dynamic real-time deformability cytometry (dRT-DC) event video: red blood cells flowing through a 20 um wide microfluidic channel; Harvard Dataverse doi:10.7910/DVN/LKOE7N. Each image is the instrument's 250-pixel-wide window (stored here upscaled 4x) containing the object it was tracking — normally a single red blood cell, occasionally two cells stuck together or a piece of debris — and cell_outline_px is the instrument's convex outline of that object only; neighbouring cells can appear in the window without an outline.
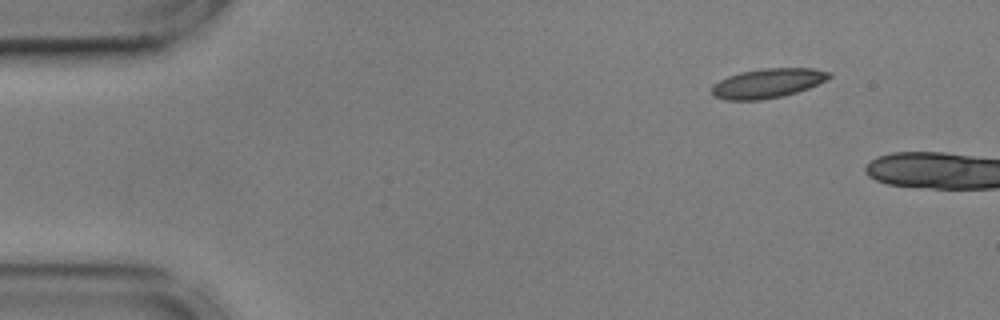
{"species": "common noctule bat (a hibernating species)", "species_latin": "Nyctalus noctula", "temperature_condition": "cold", "stored_images_in_passage": 6, "camera_frame_rate_fps": 3000, "um_per_image_px": 0.085, "animal": {"sex": "male", "body_mass_g": 17.9, "forearm_length_mm": 54.2}, "frame": {"image": 1, "passage_image": 1, "time_ms": 0.0, "image_size_px": [1000, 320], "cell_outline_px": [[832, 76], [808, 88], [784, 96], [760, 100], [724, 100], [712, 96], [712, 84], [728, 76], [740, 72], [760, 68], [812, 68], [832, 72]], "centroid_in_image_um": [65.22, 7.07], "position_along_channel_um": 19.8, "area_um2": 20.23}}